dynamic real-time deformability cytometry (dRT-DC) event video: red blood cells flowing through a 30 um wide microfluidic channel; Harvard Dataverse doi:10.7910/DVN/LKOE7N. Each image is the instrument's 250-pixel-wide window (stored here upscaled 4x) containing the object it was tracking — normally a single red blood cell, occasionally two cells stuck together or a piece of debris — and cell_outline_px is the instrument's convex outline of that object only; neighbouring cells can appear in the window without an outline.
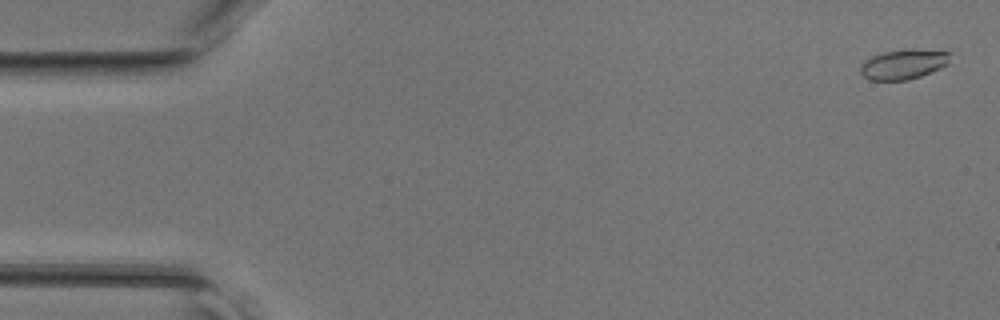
{"species": "common noctule bat (a hibernating species)", "species_latin": "Nyctalus noctula", "temperature_condition": "room temperature", "stored_images_in_passage": 47, "camera_frame_rate_fps": 3000, "um_per_image_px": 0.085, "animal": {"sex": "female", "body_mass_g": 17.0, "forearm_length_mm": 48.0}, "frame": {"image": 1, "passage_image": 2, "time_ms": 0.333, "image_size_px": [1000, 320], "cell_outline_px": [[952, 52], [948, 64], [940, 68], [920, 76], [908, 80], [868, 80], [860, 72], [860, 64], [864, 60], [872, 56], [884, 52], [904, 48], [912, 48]], "centroid_in_image_um": [76.8, 5.44], "position_along_channel_um": 8.2, "area_um2": 15.9}}
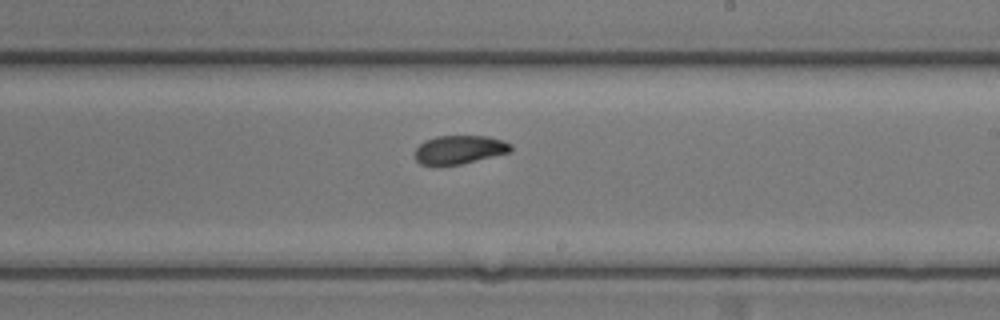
{"frame": {"image": 2, "passage_image": 28, "time_ms": 9.0, "image_size_px": [1000, 320], "cell_outline_px": [[512, 148], [508, 152], [460, 164], [420, 164], [416, 160], [416, 148], [424, 140], [436, 136], [488, 136], [504, 140], [512, 144]], "centroid_in_image_um": [39.06, 12.69], "position_along_channel_um": 249.9, "area_um2": 15.66}}
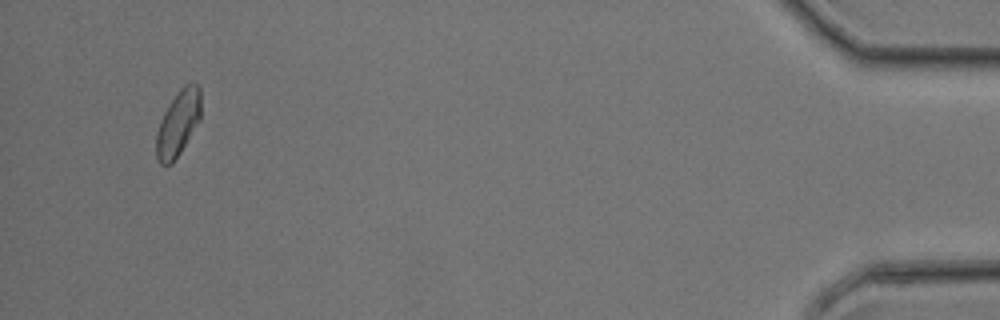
{"frame": {"image": 3, "passage_image": 45, "time_ms": 14.667, "image_size_px": [1000, 320], "cell_outline_px": [[200, 120], [180, 152], [172, 164], [164, 168], [156, 160], [156, 132], [160, 120], [164, 112], [180, 88], [184, 84], [196, 84], [200, 88]], "centroid_in_image_um": [15.11, 10.54], "position_along_channel_um": 420.1, "area_um2": 17.05}}